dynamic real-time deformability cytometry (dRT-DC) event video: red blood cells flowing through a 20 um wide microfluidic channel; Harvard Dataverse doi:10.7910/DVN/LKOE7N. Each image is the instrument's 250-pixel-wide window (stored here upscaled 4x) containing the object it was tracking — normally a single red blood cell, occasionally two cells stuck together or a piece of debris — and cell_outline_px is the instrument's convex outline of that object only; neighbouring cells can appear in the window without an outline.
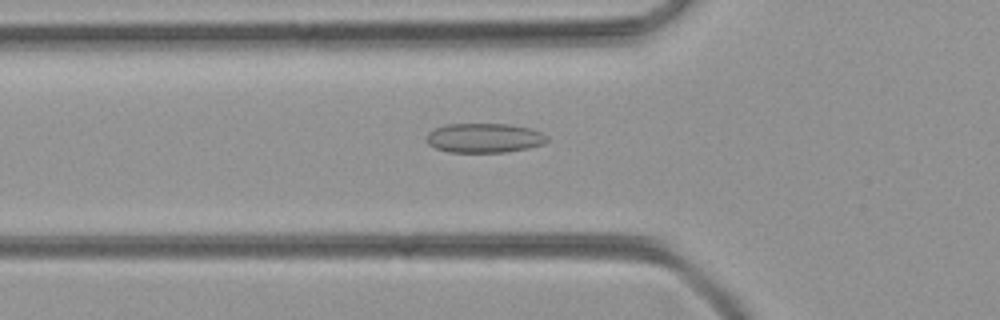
{"species": "common noctule bat (a hibernating species)", "species_latin": "Nyctalus noctula", "temperature_condition": "room temperature", "stored_images_in_passage": 49, "camera_frame_rate_fps": 3000, "um_per_image_px": 0.085, "animal": {"sex": "female", "body_mass_g": 21.9}, "frame": {"image": 1, "passage_image": 18, "time_ms": 5.667, "image_size_px": [1000, 320], "cell_outline_px": [[548, 140], [544, 144], [528, 148], [504, 152], [452, 152], [436, 148], [428, 144], [428, 132], [444, 124], [508, 124], [532, 128], [544, 132], [548, 136]], "centroid_in_image_um": [41.23, 11.72], "position_along_channel_um": 84.6, "area_um2": 20.75}}
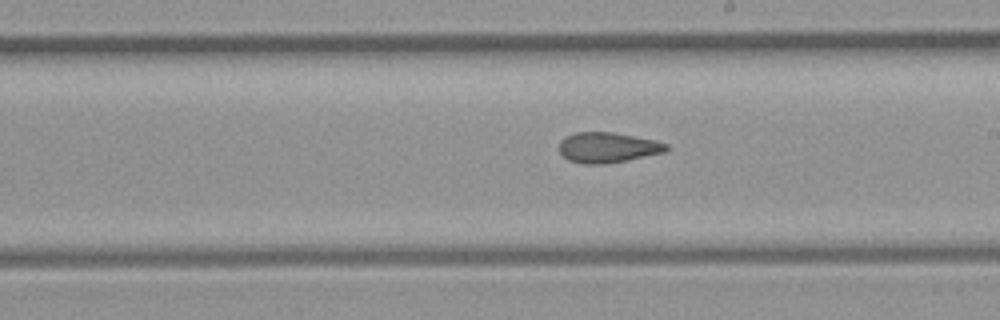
{"frame": {"image": 2, "passage_image": 29, "time_ms": 9.333, "image_size_px": [1000, 320], "cell_outline_px": [[668, 148], [664, 152], [628, 160], [604, 164], [584, 164], [568, 160], [560, 152], [560, 140], [564, 136], [576, 132], [612, 132], [656, 140], [668, 144]], "centroid_in_image_um": [51.64, 12.53], "position_along_channel_um": 237.4, "area_um2": 18.96}}
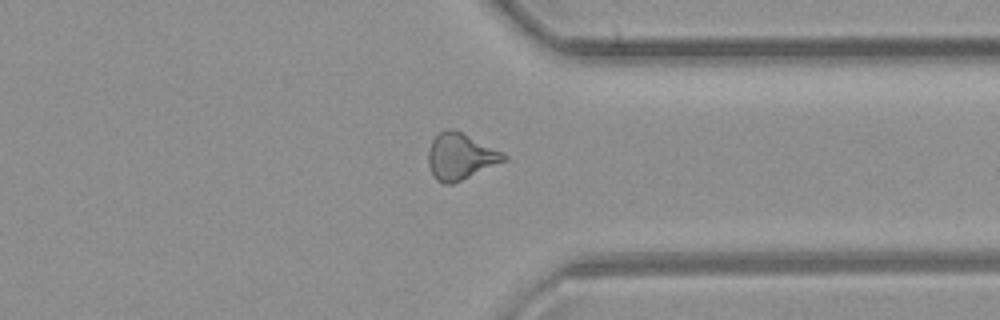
{"frame": {"image": 3, "passage_image": 39, "time_ms": 12.667, "image_size_px": [1000, 320], "cell_outline_px": [[508, 160], [452, 184], [444, 184], [436, 180], [428, 164], [428, 152], [432, 140], [444, 128], [452, 128], [508, 156]], "centroid_in_image_um": [39.1, 13.32], "position_along_channel_um": 372.3, "area_um2": 20.0}}